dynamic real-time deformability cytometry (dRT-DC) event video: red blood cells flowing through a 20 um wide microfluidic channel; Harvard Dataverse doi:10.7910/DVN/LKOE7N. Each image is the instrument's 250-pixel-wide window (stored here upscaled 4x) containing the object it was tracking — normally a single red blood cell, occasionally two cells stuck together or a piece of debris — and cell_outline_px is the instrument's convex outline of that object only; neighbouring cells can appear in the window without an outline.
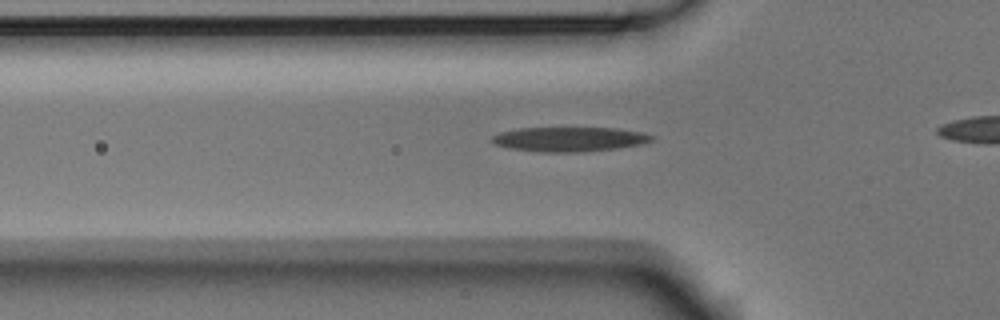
{"species": "Egyptian fruit bat (a non-hibernating species)", "species_latin": "Rousettus aegyptiacus", "temperature_condition": "room temperature", "stored_images_in_passage": 38, "camera_frame_rate_fps": 3000, "um_per_image_px": 0.085, "animal": {"sex": "male"}, "frame": {"image": 1, "passage_image": 12, "time_ms": 3.667, "image_size_px": [1000, 320], "cell_outline_px": [[652, 140], [640, 144], [616, 148], [576, 152], [544, 152], [512, 148], [496, 144], [488, 140], [492, 136], [500, 132], [520, 128], [616, 128], [640, 132], [652, 136]], "centroid_in_image_um": [48.35, 11.82], "position_along_channel_um": 77.5, "area_um2": 22.43}}
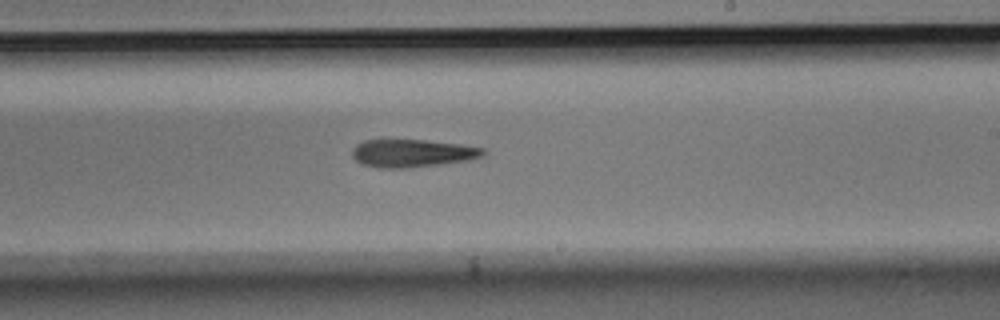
{"frame": {"image": 2, "passage_image": 26, "time_ms": 8.333, "image_size_px": [1000, 320], "cell_outline_px": [[488, 152], [484, 156], [468, 160], [408, 168], [380, 168], [364, 164], [356, 160], [352, 156], [352, 148], [356, 144], [364, 140], [424, 140], [460, 144], [484, 148]], "centroid_in_image_um": [35.06, 13.02], "position_along_channel_um": 253.9, "area_um2": 21.21}}
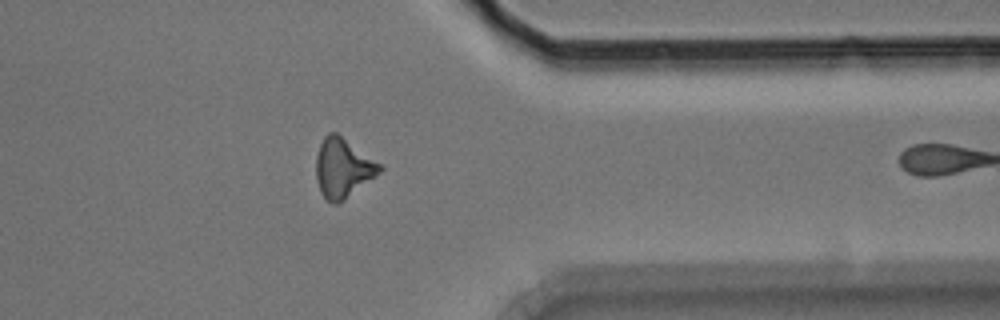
{"frame": {"image": 3, "passage_image": 37, "time_ms": 12.0, "image_size_px": [1000, 320], "cell_outline_px": [[384, 168], [380, 172], [344, 200], [336, 204], [332, 204], [320, 192], [316, 180], [316, 156], [320, 144], [324, 136], [328, 132], [336, 132], [380, 164]], "centroid_in_image_um": [29.11, 14.28], "position_along_channel_um": 382.3, "area_um2": 21.68}}